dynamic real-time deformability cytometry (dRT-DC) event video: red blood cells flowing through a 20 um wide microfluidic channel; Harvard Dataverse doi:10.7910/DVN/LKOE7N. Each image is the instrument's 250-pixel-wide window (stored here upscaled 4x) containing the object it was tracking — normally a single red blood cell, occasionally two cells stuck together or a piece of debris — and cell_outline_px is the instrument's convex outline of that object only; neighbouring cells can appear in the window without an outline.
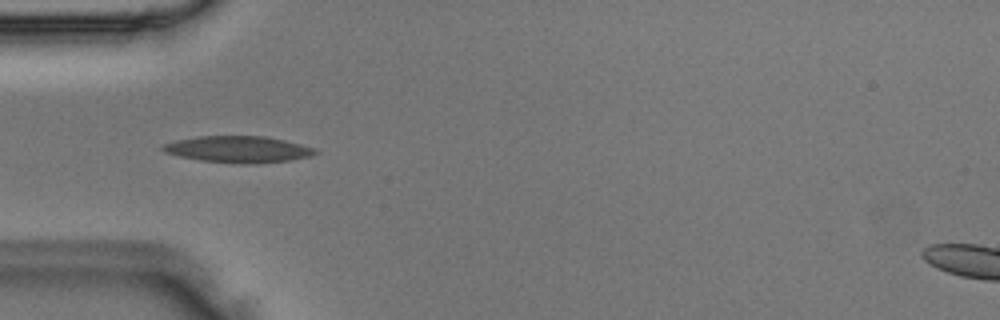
{"species": "Egyptian fruit bat (a non-hibernating species)", "species_latin": "Rousettus aegyptiacus", "temperature_condition": "room temperature", "stored_images_in_passage": 37, "camera_frame_rate_fps": 3000, "um_per_image_px": 0.085, "animal": {"sex": "male"}, "frame": {"image": 1, "passage_image": 4, "time_ms": 1.0, "image_size_px": [1000, 320], "cell_outline_px": [[320, 152], [308, 156], [288, 160], [244, 164], [240, 164], [200, 160], [180, 156], [164, 152], [160, 148], [164, 144], [176, 140], [200, 136], [264, 136], [284, 140], [300, 144], [312, 148]], "centroid_in_image_um": [20.2, 12.68], "position_along_channel_um": 64.8, "area_um2": 23.18}}
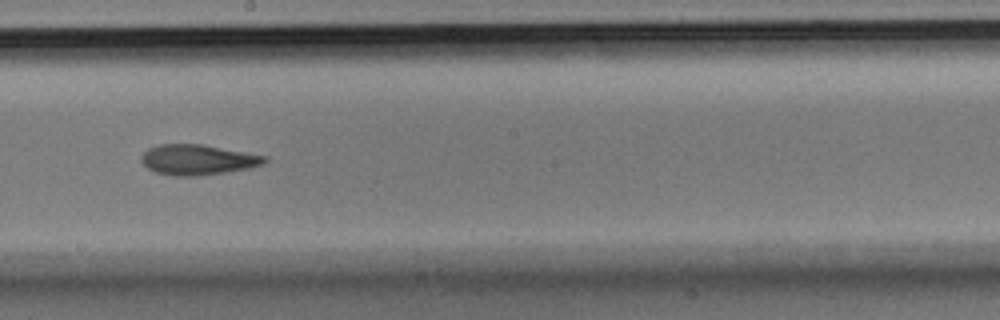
{"frame": {"image": 2, "passage_image": 16, "time_ms": 5.0, "image_size_px": [1000, 320], "cell_outline_px": [[268, 160], [264, 164], [248, 168], [228, 172], [196, 176], [176, 176], [156, 172], [148, 168], [140, 160], [140, 156], [148, 148], [160, 144], [200, 144], [268, 156]], "centroid_in_image_um": [16.81, 13.58], "position_along_channel_um": 231.4, "area_um2": 21.79}}
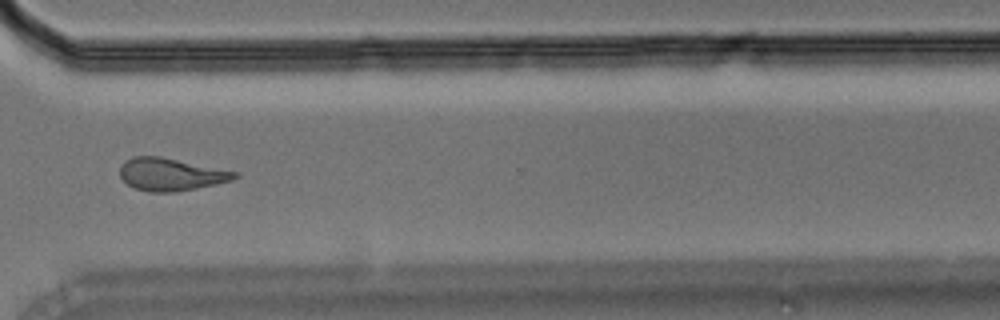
{"frame": {"image": 3, "passage_image": 25, "time_ms": 8.0, "image_size_px": [1000, 320], "cell_outline_px": [[240, 176], [232, 180], [216, 184], [176, 192], [148, 192], [136, 188], [128, 184], [120, 176], [120, 164], [124, 160], [132, 156], [160, 156], [236, 172]], "centroid_in_image_um": [14.48, 14.82], "position_along_channel_um": 356.1, "area_um2": 21.68}}